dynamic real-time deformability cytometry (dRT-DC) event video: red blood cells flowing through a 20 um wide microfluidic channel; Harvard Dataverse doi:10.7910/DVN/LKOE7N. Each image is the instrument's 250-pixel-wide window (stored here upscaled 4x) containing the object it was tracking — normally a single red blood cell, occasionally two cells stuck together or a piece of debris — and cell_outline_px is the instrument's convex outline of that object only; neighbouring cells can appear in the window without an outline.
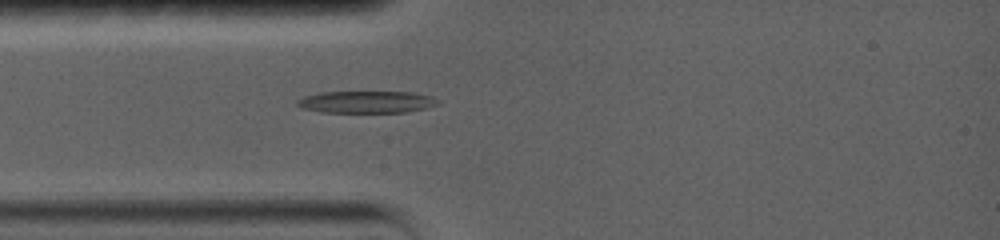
{"species": "common noctule bat (a hibernating species)", "species_latin": "Nyctalus noctula", "temperature_condition": "warm", "stored_images_in_passage": 33, "camera_frame_rate_fps": 5000, "um_per_image_px": 0.085, "animal": {"sex": "female", "body_mass_g": 19.0, "forearm_length_mm": 56.7}, "frame": {"image": 1, "passage_image": 6, "time_ms": 3.2, "image_size_px": [1000, 240], "cell_outline_px": [[440, 104], [428, 108], [404, 112], [320, 112], [300, 108], [296, 104], [296, 100], [304, 96], [320, 92], [412, 92], [432, 96], [440, 100]], "centroid_in_image_um": [31.16, 8.67], "position_along_channel_um": 53.8, "area_um2": 18.26}}
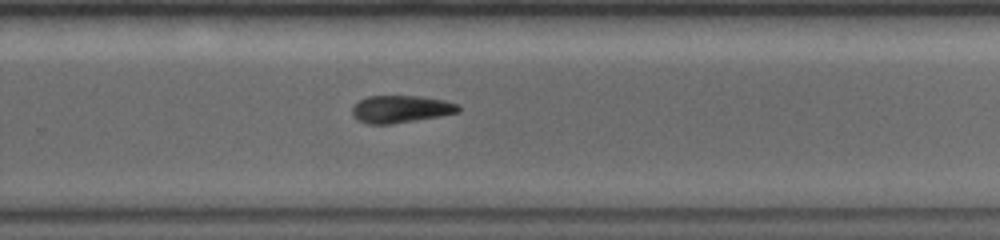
{"frame": {"image": 2, "passage_image": 18, "time_ms": 9.8, "image_size_px": [1000, 240], "cell_outline_px": [[460, 112], [440, 116], [392, 124], [368, 124], [356, 120], [352, 116], [352, 108], [360, 100], [368, 96], [420, 96], [444, 100], [460, 104]], "centroid_in_image_um": [34.08, 9.28], "position_along_channel_um": 295.7, "area_um2": 17.05}}
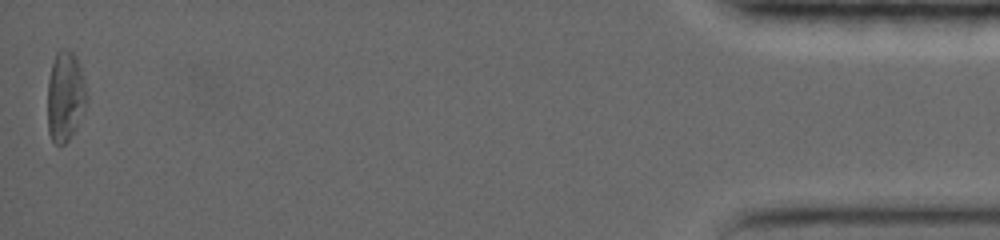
{"frame": {"image": 3, "passage_image": 33, "time_ms": 17.0, "image_size_px": [1000, 240], "cell_outline_px": [[88, 100], [68, 140], [64, 144], [56, 144], [52, 140], [48, 132], [48, 80], [52, 64], [56, 52], [60, 48], [64, 48], [72, 52], [76, 56], [84, 76], [88, 96]], "centroid_in_image_um": [5.55, 8.13], "position_along_channel_um": 429.7, "area_um2": 20.46}, "authors_computed_cell_mechanics": {"area_um2": 17.8602, "velocity_mm_per_s": 3.661, "shape_relaxation_time_tau1_ms": 2.7339, "shape_relaxation_time_tau2_ms": null, "deformation_change_tau1": 0.1624, "deformation_change_tau2": null}}